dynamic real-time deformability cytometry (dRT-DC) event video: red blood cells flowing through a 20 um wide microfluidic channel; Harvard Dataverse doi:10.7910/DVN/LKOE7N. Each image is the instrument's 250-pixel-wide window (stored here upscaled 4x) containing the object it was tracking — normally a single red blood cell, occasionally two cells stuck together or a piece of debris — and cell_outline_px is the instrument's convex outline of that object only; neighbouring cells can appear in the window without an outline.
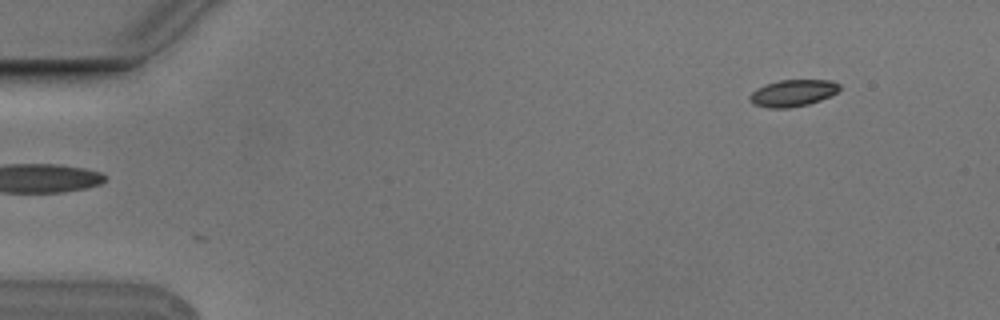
{"species": "Egyptian fruit bat (a non-hibernating species)", "species_latin": "Rousettus aegyptiacus", "temperature_condition": "cold", "stored_images_in_passage": 5, "camera_frame_rate_fps": 3000, "um_per_image_px": 0.085, "animal": {"sex": "male"}, "frame": {"image": 1, "passage_image": 5, "time_ms": 1.333, "image_size_px": [1000, 320], "cell_outline_px": [[840, 88], [836, 92], [820, 100], [808, 104], [788, 108], [768, 108], [752, 104], [748, 100], [748, 96], [756, 88], [764, 84], [780, 80], [832, 80], [840, 84]], "centroid_in_image_um": [67.33, 7.91], "position_along_channel_um": 17.7, "area_um2": 14.1}}